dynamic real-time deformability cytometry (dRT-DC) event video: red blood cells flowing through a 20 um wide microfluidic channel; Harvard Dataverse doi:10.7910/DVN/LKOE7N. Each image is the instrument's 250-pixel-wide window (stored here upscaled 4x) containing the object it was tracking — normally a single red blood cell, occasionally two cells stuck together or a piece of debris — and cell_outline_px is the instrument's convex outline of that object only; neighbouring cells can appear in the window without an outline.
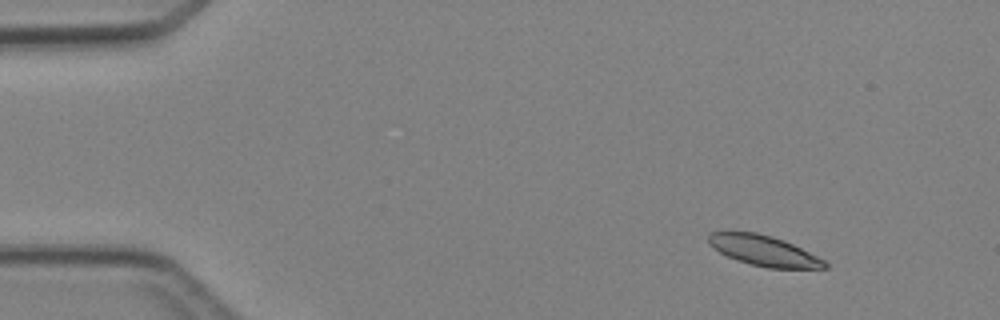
{"species": "Egyptian fruit bat (a non-hibernating species)", "species_latin": "Rousettus aegyptiacus", "temperature_condition": "cold", "stored_images_in_passage": 5, "camera_frame_rate_fps": 3000, "um_per_image_px": 0.085, "animal": {"sex": "female"}, "frame": {"image": 1, "passage_image": 2, "time_ms": 1.333, "image_size_px": [1000, 320], "cell_outline_px": [[828, 268], [768, 268], [736, 260], [720, 252], [708, 240], [708, 236], [712, 232], [756, 232], [772, 236], [784, 240], [824, 260], [828, 264]], "centroid_in_image_um": [64.95, 21.31], "position_along_channel_um": 20.1, "area_um2": 20.11}}
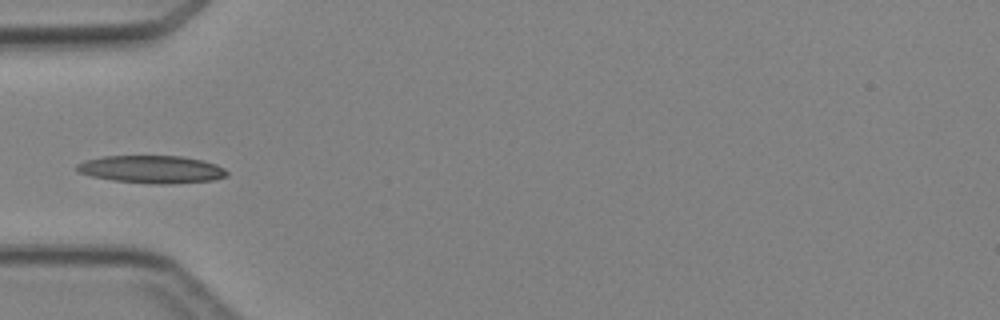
{"frame": {"image": 2, "passage_image": 5, "time_ms": 4.667, "image_size_px": [1000, 320], "cell_outline_px": [[228, 176], [212, 180], [168, 184], [152, 184], [112, 180], [92, 176], [76, 172], [76, 164], [84, 160], [100, 156], [180, 156], [204, 160], [216, 164], [224, 168], [228, 172]], "centroid_in_image_um": [12.87, 14.39], "position_along_channel_um": 72.1, "area_um2": 24.39}}